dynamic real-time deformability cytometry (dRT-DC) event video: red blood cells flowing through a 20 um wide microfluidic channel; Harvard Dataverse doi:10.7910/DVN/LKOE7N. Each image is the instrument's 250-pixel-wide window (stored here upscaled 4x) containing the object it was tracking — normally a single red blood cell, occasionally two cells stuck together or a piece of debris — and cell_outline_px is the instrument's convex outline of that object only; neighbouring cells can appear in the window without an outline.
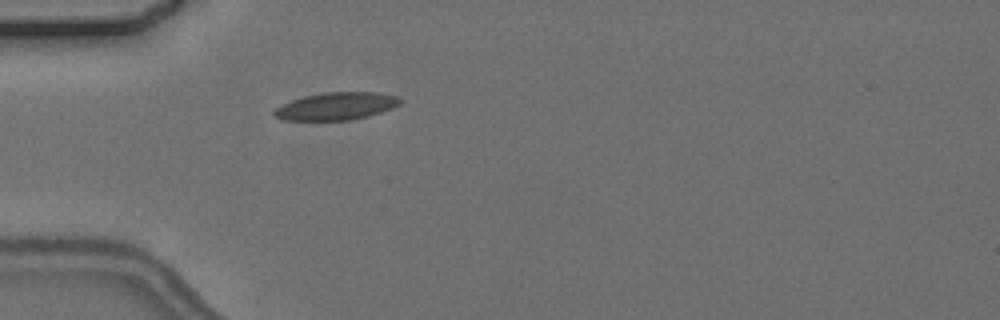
{"species": "common noctule bat (a hibernating species)", "species_latin": "Nyctalus noctula", "temperature_condition": "cold", "stored_images_in_passage": 4, "camera_frame_rate_fps": 3000, "um_per_image_px": 0.085, "animal": {"sex": "female", "body_mass_g": 24.6, "forearm_length_mm": 56.2}, "frame": {"image": 1, "passage_image": 4, "time_ms": 4.333, "image_size_px": [1000, 320], "cell_outline_px": [[404, 100], [400, 104], [392, 108], [368, 116], [352, 120], [284, 120], [272, 116], [272, 112], [276, 108], [292, 100], [304, 96], [324, 92], [376, 92], [400, 96]], "centroid_in_image_um": [28.61, 9.02], "position_along_channel_um": 56.4, "area_um2": 20.35}}